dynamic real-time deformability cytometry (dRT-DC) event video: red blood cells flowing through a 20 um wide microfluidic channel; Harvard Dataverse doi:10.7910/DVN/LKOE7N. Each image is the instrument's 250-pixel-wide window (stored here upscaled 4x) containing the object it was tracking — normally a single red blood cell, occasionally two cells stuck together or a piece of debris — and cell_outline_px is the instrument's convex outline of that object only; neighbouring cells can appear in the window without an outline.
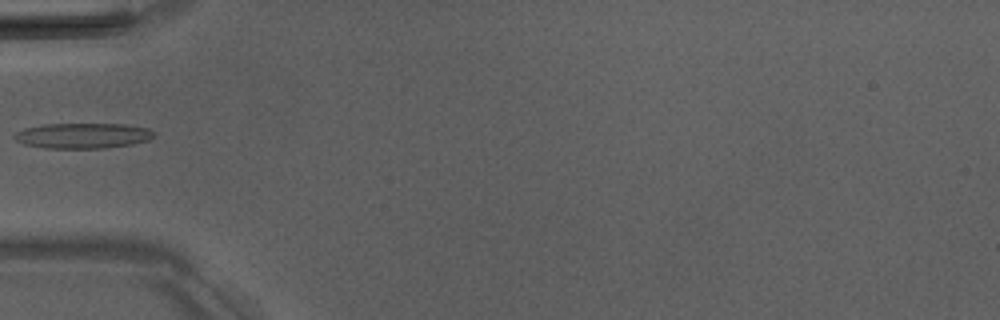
{"species": "Egyptian fruit bat (a non-hibernating species)", "species_latin": "Rousettus aegyptiacus", "temperature_condition": "room temperature", "stored_images_in_passage": 1, "camera_frame_rate_fps": 3000, "um_per_image_px": 0.085, "animal": {"sex": "male"}, "frame": {"image": 1, "passage_image": 1, "time_ms": 0.0, "image_size_px": [1000, 320], "cell_outline_px": [[156, 132], [148, 140], [132, 144], [104, 148], [44, 148], [24, 144], [16, 140], [12, 136], [16, 132], [24, 128], [44, 124], [124, 124], [148, 128]], "centroid_in_image_um": [7.02, 11.53], "position_along_channel_um": 78.0, "area_um2": 20.63}}